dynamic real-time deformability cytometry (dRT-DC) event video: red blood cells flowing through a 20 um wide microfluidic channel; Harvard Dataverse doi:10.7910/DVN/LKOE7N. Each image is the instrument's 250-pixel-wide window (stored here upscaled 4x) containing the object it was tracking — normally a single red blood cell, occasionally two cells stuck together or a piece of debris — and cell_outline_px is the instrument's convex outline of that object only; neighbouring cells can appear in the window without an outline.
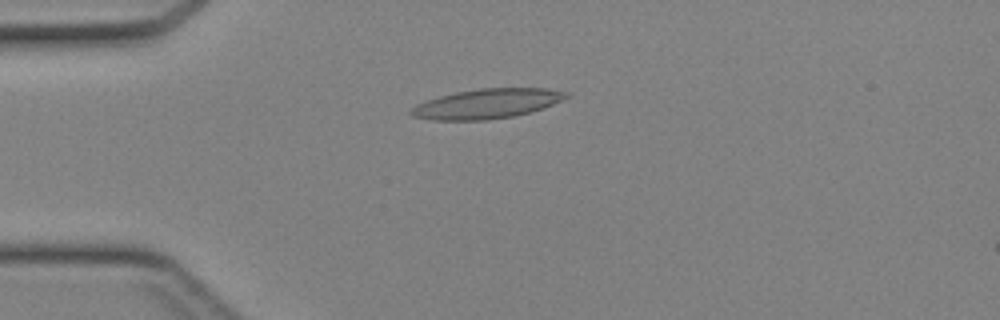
{"species": "Egyptian fruit bat (a non-hibernating species)", "species_latin": "Rousettus aegyptiacus", "temperature_condition": "cold", "stored_images_in_passage": 43, "camera_frame_rate_fps": 3000, "um_per_image_px": 0.085, "animal": {"sex": "female"}, "frame": {"image": 1, "passage_image": 11, "time_ms": 3.333, "image_size_px": [1000, 320], "cell_outline_px": [[572, 96], [532, 112], [512, 116], [488, 120], [432, 120], [412, 116], [408, 112], [416, 104], [440, 96], [456, 92], [480, 88], [548, 88], [568, 92]], "centroid_in_image_um": [41.41, 8.81], "position_along_channel_um": 43.6, "area_um2": 26.88}}
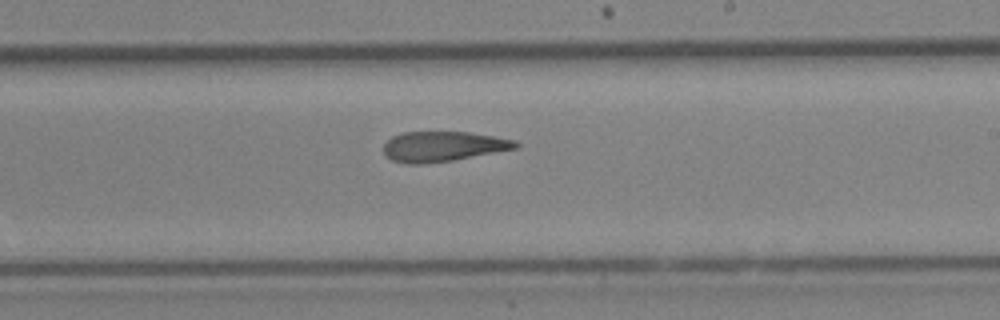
{"frame": {"image": 2, "passage_image": 26, "time_ms": 8.333, "image_size_px": [1000, 320], "cell_outline_px": [[520, 144], [516, 148], [452, 160], [420, 164], [408, 164], [392, 160], [384, 156], [384, 144], [392, 136], [404, 132], [468, 132], [516, 140]], "centroid_in_image_um": [37.61, 12.44], "position_along_channel_um": 251.4, "area_um2": 22.95}}
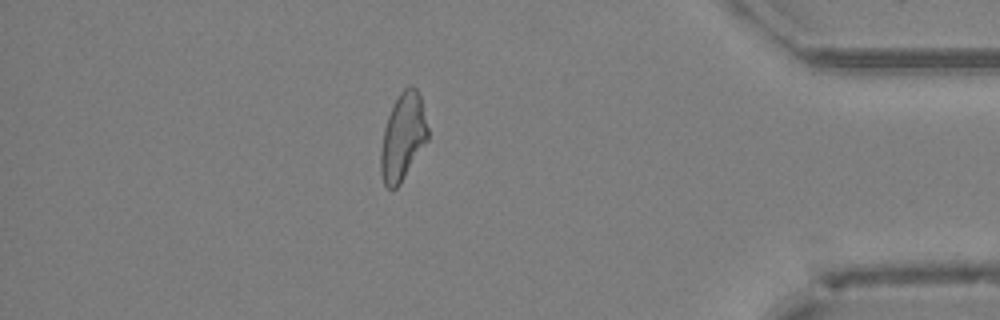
{"frame": {"image": 3, "passage_image": 38, "time_ms": 12.333, "image_size_px": [1000, 320], "cell_outline_px": [[428, 140], [400, 184], [396, 188], [388, 188], [384, 184], [380, 172], [380, 152], [384, 128], [392, 104], [400, 92], [404, 88], [416, 88], [420, 96], [428, 128]], "centroid_in_image_um": [34.23, 11.66], "position_along_channel_um": 401.0, "area_um2": 23.76}}